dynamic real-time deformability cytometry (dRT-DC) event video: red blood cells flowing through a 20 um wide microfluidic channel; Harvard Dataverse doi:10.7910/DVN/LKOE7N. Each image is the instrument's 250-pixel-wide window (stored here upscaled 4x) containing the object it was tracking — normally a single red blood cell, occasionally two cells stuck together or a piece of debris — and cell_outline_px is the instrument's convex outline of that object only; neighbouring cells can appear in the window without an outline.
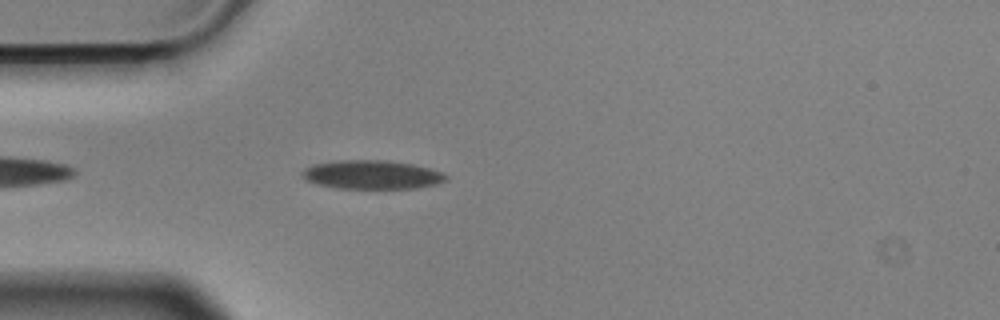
{"species": "Egyptian fruit bat (a non-hibernating species)", "species_latin": "Rousettus aegyptiacus", "temperature_condition": "cold", "stored_images_in_passage": 28, "camera_frame_rate_fps": 3000, "um_per_image_px": 0.085, "animal": {"sex": "male"}, "frame": {"image": 1, "passage_image": 4, "time_ms": 1.0, "image_size_px": [1000, 320], "cell_outline_px": [[448, 180], [436, 184], [416, 188], [340, 188], [320, 184], [304, 180], [300, 172], [304, 168], [312, 164], [336, 160], [388, 160], [412, 164], [444, 172], [448, 176]], "centroid_in_image_um": [31.61, 14.83], "position_along_channel_um": 53.4, "area_um2": 24.22}}
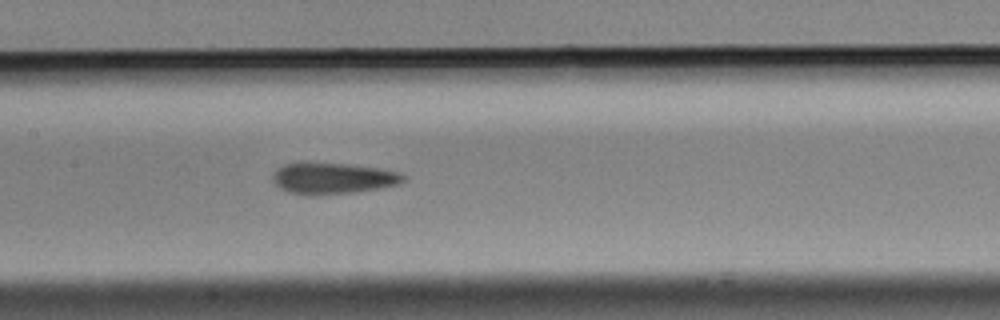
{"frame": {"image": 2, "passage_image": 15, "time_ms": 4.667, "image_size_px": [1000, 320], "cell_outline_px": [[404, 180], [400, 184], [380, 188], [356, 192], [316, 196], [308, 196], [288, 192], [280, 188], [272, 180], [272, 172], [276, 168], [284, 164], [348, 164], [380, 168], [400, 172], [404, 176]], "centroid_in_image_um": [28.29, 15.19], "position_along_channel_um": 179.1, "area_um2": 23.81}}
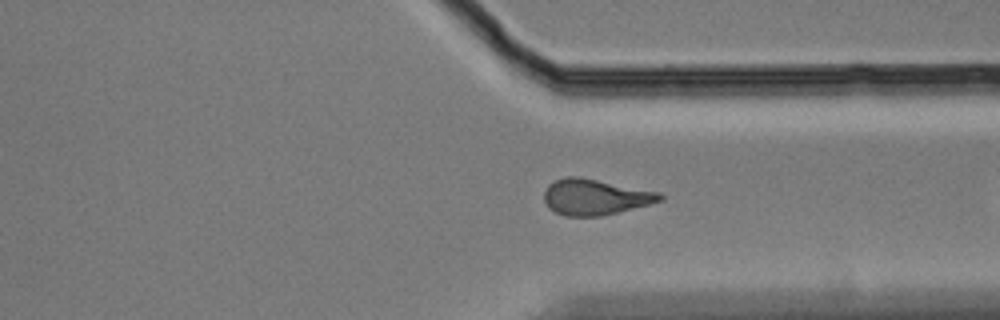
{"frame": {"image": 3, "passage_image": 27, "time_ms": 8.667, "image_size_px": [1000, 320], "cell_outline_px": [[664, 200], [600, 216], [564, 216], [548, 208], [544, 200], [544, 192], [548, 184], [556, 180], [568, 176], [580, 176], [660, 192], [664, 196]], "centroid_in_image_um": [50.57, 16.73], "position_along_channel_um": 360.8, "area_um2": 24.16}}